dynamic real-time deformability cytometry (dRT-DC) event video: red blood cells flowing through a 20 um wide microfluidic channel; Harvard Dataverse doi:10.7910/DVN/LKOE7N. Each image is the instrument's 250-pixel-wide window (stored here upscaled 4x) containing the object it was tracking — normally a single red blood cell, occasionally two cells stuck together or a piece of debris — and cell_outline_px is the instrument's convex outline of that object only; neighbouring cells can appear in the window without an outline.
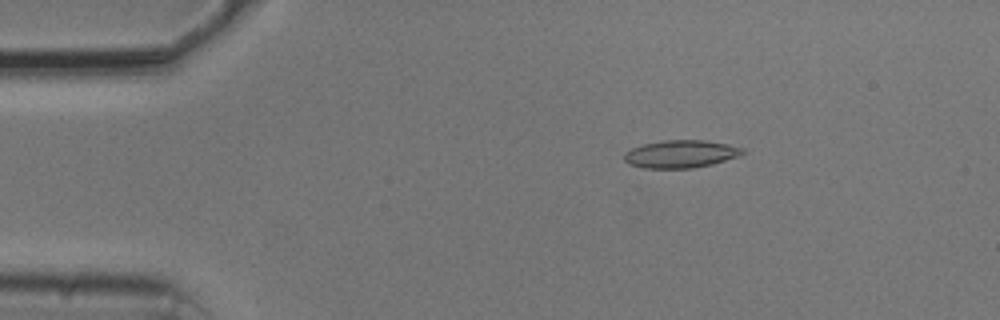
{"species": "common noctule bat (a hibernating species)", "species_latin": "Nyctalus noctula", "temperature_condition": "cold", "stored_images_in_passage": 54, "camera_frame_rate_fps": 3000, "um_per_image_px": 0.085, "animal": {"sex": "male", "body_mass_g": 20.5, "forearm_length_mm": 52.5}, "frame": {"image": 1, "passage_image": 9, "time_ms": 2.667, "image_size_px": [1000, 320], "cell_outline_px": [[744, 152], [740, 156], [712, 164], [692, 168], [644, 168], [628, 164], [624, 160], [624, 152], [632, 148], [644, 144], [664, 140], [704, 140], [728, 144], [744, 148]], "centroid_in_image_um": [57.86, 13.09], "position_along_channel_um": 27.1, "area_um2": 19.13}}
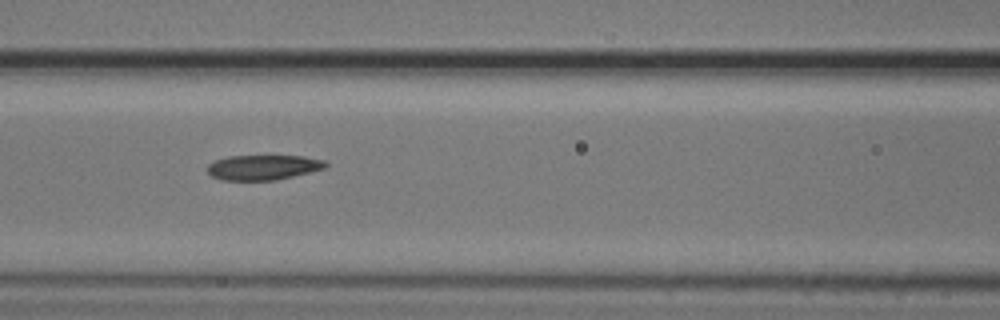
{"frame": {"image": 2, "passage_image": 23, "time_ms": 7.333, "image_size_px": [1000, 320], "cell_outline_px": [[328, 164], [324, 168], [276, 180], [220, 180], [212, 176], [208, 172], [208, 164], [216, 160], [228, 156], [304, 156], [324, 160]], "centroid_in_image_um": [22.35, 14.22], "position_along_channel_um": 144.3, "area_um2": 17.05}}
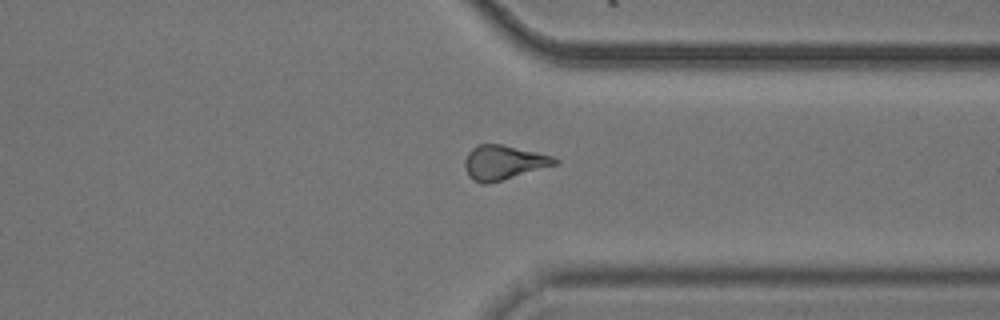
{"frame": {"image": 3, "passage_image": 41, "time_ms": 13.333, "image_size_px": [1000, 320], "cell_outline_px": [[560, 160], [556, 164], [504, 180], [488, 184], [480, 184], [472, 180], [468, 176], [464, 168], [464, 160], [468, 152], [476, 144], [500, 144], [536, 152], [552, 156]], "centroid_in_image_um": [42.74, 13.83], "position_along_channel_um": 368.7, "area_um2": 18.15}, "authors_computed_cell_mechanics": {"area_um2": 17.9469, "velocity_mm_per_s": 3.7561, "shape_relaxation_time_tau1_ms": null, "shape_relaxation_time_tau2_ms": 4.1071, "deformation_change_tau1": null, "deformation_change_tau2": 0.1228}}